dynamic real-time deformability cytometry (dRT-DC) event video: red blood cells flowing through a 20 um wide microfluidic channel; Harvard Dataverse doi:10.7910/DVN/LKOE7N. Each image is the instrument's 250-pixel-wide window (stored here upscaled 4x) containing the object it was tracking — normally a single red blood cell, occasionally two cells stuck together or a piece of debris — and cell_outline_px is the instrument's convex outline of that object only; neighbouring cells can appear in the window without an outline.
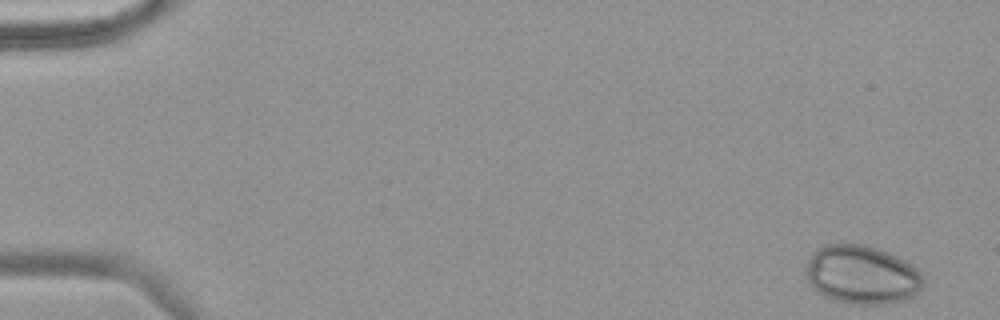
{"species": "common noctule bat (a hibernating species)", "species_latin": "Nyctalus noctula", "temperature_condition": "warm", "stored_images_in_passage": 56, "camera_frame_rate_fps": 3000, "um_per_image_px": 0.085, "animal": {"sex": "female", "body_mass_g": 18.4}, "frame": {"image": 1, "passage_image": 1, "time_ms": 0.0, "image_size_px": [1000, 320], "cell_outline_px": [[924, 284], [920, 292], [916, 296], [908, 300], [888, 304], [848, 304], [828, 300], [816, 292], [808, 284], [808, 260], [824, 244], [868, 244], [888, 252], [904, 260], [924, 280]], "centroid_in_image_um": [73.26, 23.4], "position_along_channel_um": 11.7, "area_um2": 40.34}}
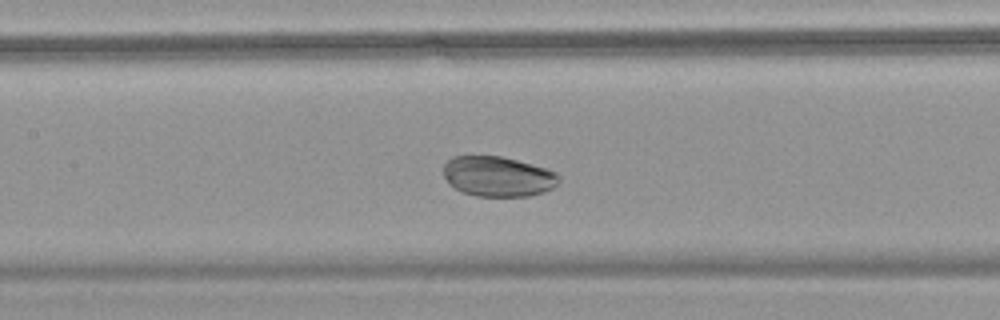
{"frame": {"image": 2, "passage_image": 26, "time_ms": 8.333, "image_size_px": [1000, 320], "cell_outline_px": [[556, 184], [552, 188], [544, 192], [528, 196], [476, 196], [464, 192], [448, 184], [444, 176], [444, 164], [452, 156], [500, 156], [532, 164], [556, 172]], "centroid_in_image_um": [42.28, 15.0], "position_along_channel_um": 165.1, "area_um2": 26.7}}
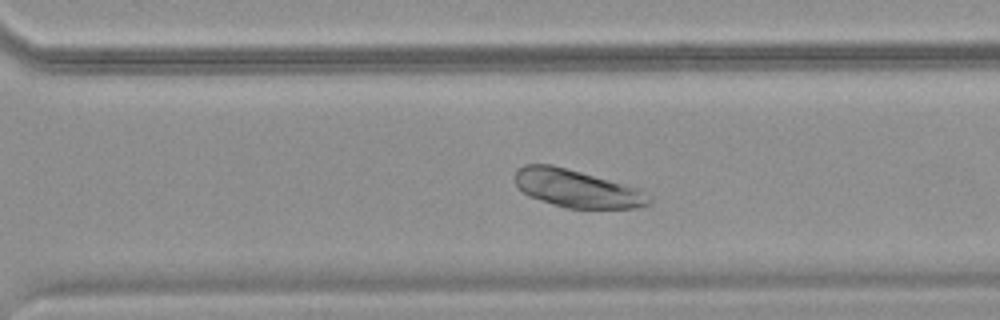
{"frame": {"image": 3, "passage_image": 39, "time_ms": 12.667, "image_size_px": [1000, 320], "cell_outline_px": [[652, 204], [636, 208], [564, 208], [528, 196], [516, 184], [516, 172], [524, 164], [552, 164], [636, 188], [652, 200]], "centroid_in_image_um": [49.0, 16.04], "position_along_channel_um": 321.6, "area_um2": 28.9}}